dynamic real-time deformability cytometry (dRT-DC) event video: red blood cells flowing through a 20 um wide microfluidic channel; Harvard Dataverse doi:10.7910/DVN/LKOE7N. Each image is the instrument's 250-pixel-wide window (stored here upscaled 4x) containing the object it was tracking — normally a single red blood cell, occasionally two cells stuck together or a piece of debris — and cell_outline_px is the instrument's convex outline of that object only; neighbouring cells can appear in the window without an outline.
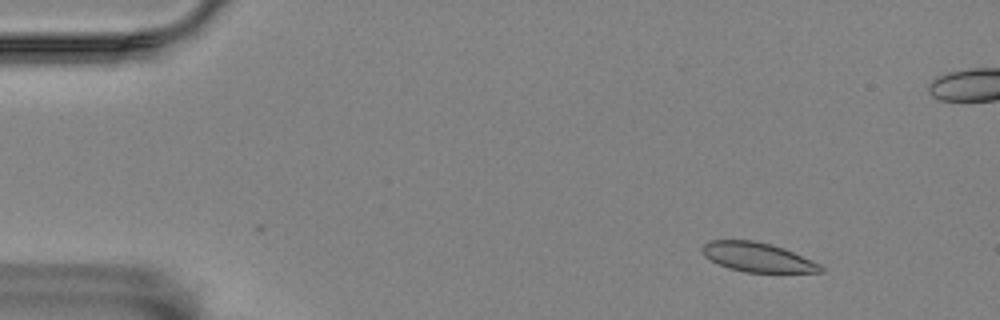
{"species": "Egyptian fruit bat (a non-hibernating species)", "species_latin": "Rousettus aegyptiacus", "temperature_condition": "room temperature", "stored_images_in_passage": 39, "camera_frame_rate_fps": 3000, "um_per_image_px": 0.085, "animal": {"sex": "female"}, "frame": {"image": 1, "passage_image": 1, "time_ms": 0.0, "image_size_px": [1000, 320], "cell_outline_px": [[824, 272], [744, 272], [728, 268], [704, 256], [700, 248], [708, 240], [752, 240], [772, 244], [784, 248], [820, 264], [824, 268]], "centroid_in_image_um": [64.37, 21.85], "position_along_channel_um": 20.6, "area_um2": 20.17}}
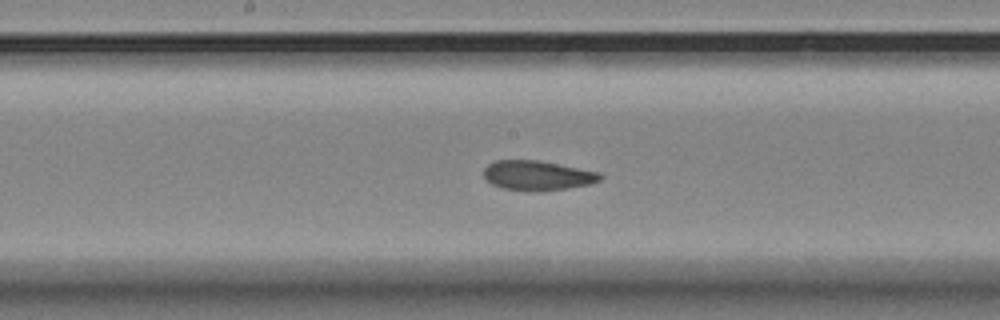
{"frame": {"image": 2, "passage_image": 24, "time_ms": 7.667, "image_size_px": [1000, 320], "cell_outline_px": [[604, 176], [600, 180], [592, 184], [568, 188], [528, 192], [500, 188], [484, 180], [484, 168], [492, 160], [536, 160], [600, 172]], "centroid_in_image_um": [45.65, 14.92], "position_along_channel_um": 202.6, "area_um2": 20.4}}
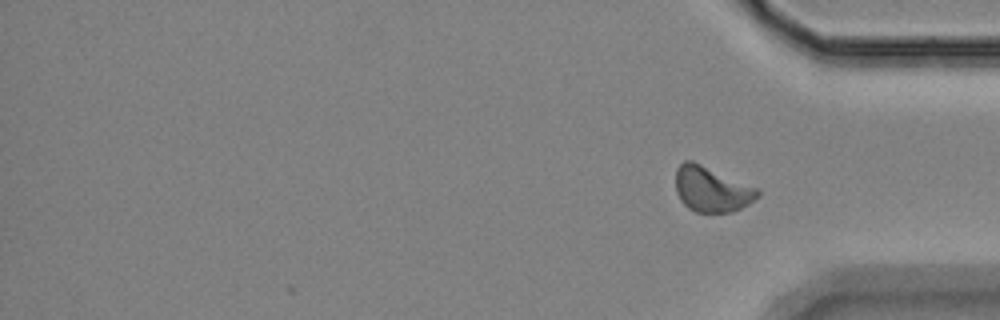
{"frame": {"image": 3, "passage_image": 39, "time_ms": 12.667, "image_size_px": [1000, 320], "cell_outline_px": [[760, 196], [748, 204], [732, 212], [696, 212], [688, 208], [680, 200], [676, 192], [676, 168], [684, 160], [692, 160], [756, 188], [760, 192]], "centroid_in_image_um": [60.45, 16.09], "position_along_channel_um": 374.7, "area_um2": 21.44}, "authors_computed_cell_mechanics": {"area_um2": 20.519, "velocity_mm_per_s": 3.4963, "shape_relaxation_time_tau1_ms": null, "shape_relaxation_time_tau2_ms": 1.3583, "deformation_change_tau1": null, "deformation_change_tau2": 0.0518}}